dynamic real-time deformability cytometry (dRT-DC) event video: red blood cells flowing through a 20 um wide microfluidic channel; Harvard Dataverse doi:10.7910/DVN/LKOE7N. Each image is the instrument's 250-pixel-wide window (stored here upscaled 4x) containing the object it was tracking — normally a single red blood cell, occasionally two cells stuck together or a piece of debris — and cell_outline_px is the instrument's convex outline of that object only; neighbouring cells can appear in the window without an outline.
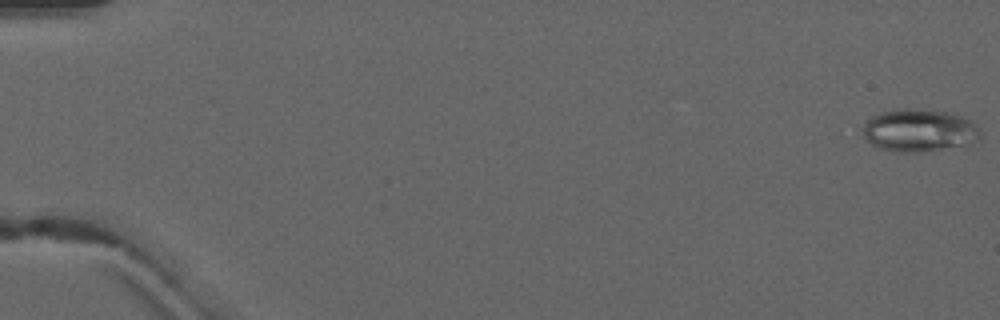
{"species": "common noctule bat (a hibernating species)", "species_latin": "Nyctalus noctula", "temperature_condition": "warm", "stored_images_in_passage": 5, "camera_frame_rate_fps": 3000, "um_per_image_px": 0.085, "animal": {"sex": "male", "forearm_length_mm": 52.5}, "frame": {"image": 1, "passage_image": 1, "time_ms": 0.0, "image_size_px": [1000, 320], "cell_outline_px": [[980, 136], [964, 144], [928, 152], [896, 152], [880, 148], [872, 144], [864, 136], [864, 124], [872, 116], [880, 112], [900, 108], [908, 108], [948, 112], [964, 116], [972, 120], [980, 128]], "centroid_in_image_um": [78.12, 11.07], "position_along_channel_um": 6.9, "area_um2": 29.07}}